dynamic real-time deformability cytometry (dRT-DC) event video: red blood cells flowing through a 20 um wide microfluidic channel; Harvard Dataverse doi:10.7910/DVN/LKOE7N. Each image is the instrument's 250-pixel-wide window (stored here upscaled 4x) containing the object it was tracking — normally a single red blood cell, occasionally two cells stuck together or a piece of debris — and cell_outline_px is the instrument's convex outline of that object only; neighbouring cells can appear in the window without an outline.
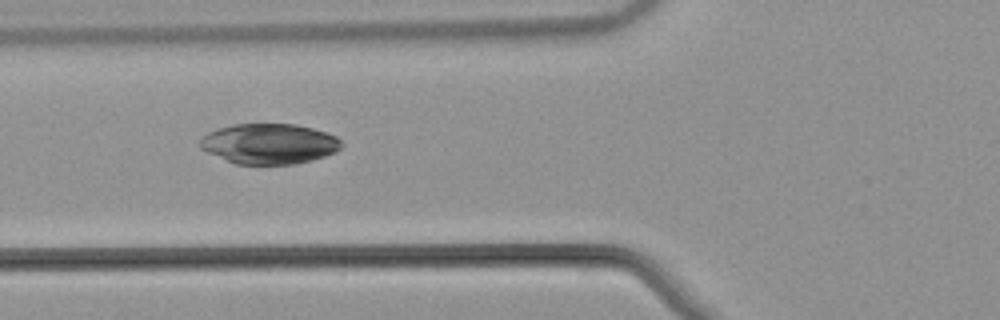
{"species": "common noctule bat (a hibernating species)", "species_latin": "Nyctalus noctula", "temperature_condition": "warm", "stored_images_in_passage": 54, "camera_frame_rate_fps": 3000, "um_per_image_px": 0.085, "animal": {"sex": "male", "body_mass_g": 21.5, "forearm_length_mm": 52.0}, "frame": {"image": 1, "passage_image": 21, "time_ms": 6.667, "image_size_px": [1000, 320], "cell_outline_px": [[344, 144], [336, 152], [312, 160], [296, 164], [236, 164], [208, 152], [200, 148], [200, 140], [208, 132], [232, 124], [296, 124], [312, 128], [336, 136]], "centroid_in_image_um": [22.9, 12.22], "position_along_channel_um": 102.9, "area_um2": 33.12}}
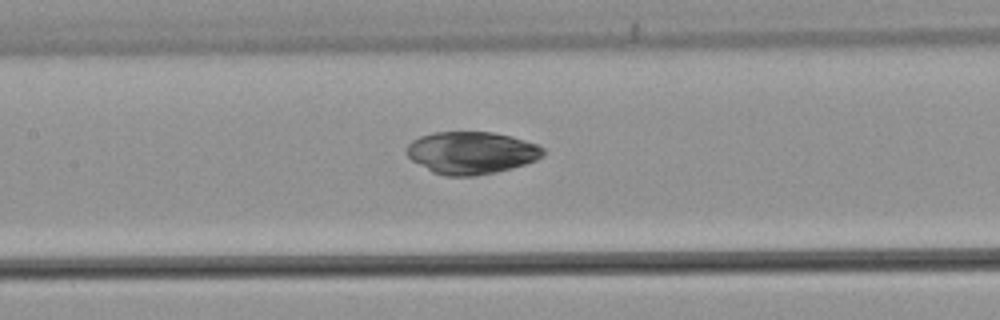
{"frame": {"image": 2, "passage_image": 26, "time_ms": 8.333, "image_size_px": [1000, 320], "cell_outline_px": [[544, 156], [536, 160], [512, 168], [496, 172], [476, 176], [448, 176], [432, 172], [412, 160], [404, 152], [408, 144], [412, 140], [420, 136], [432, 132], [492, 132], [512, 136], [536, 144], [544, 148]], "centroid_in_image_um": [40.05, 12.98], "position_along_channel_um": 167.3, "area_um2": 33.81}}